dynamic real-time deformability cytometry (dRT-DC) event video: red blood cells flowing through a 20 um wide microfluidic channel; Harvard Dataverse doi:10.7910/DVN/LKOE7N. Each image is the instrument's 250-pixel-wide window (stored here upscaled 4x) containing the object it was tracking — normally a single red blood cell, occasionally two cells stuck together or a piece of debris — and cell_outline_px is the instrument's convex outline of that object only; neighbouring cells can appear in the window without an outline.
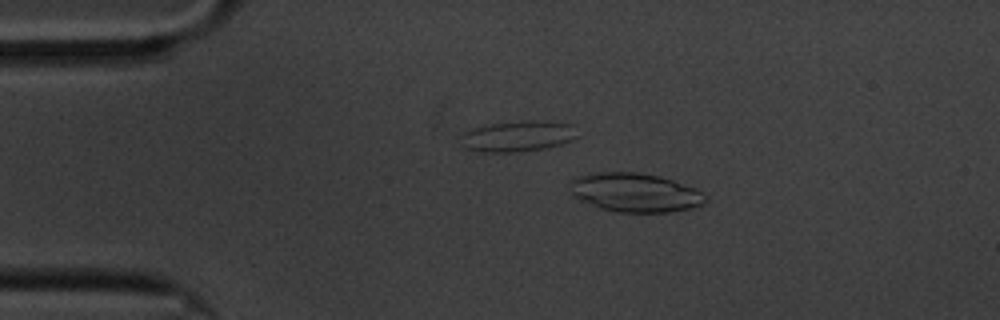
{"species": "common noctule bat (a hibernating species)", "species_latin": "Nyctalus noctula", "temperature_condition": "cold", "stored_images_in_passage": 55, "camera_frame_rate_fps": 3000, "um_per_image_px": 0.085, "animal": {"sex": "male", "body_mass_g": 20.1, "forearm_length_mm": 53.5}, "frame": {"image": 1, "passage_image": 7, "time_ms": 2.0, "image_size_px": [1000, 320], "cell_outline_px": [[708, 200], [704, 204], [692, 208], [668, 212], [616, 212], [600, 208], [580, 200], [572, 196], [572, 180], [576, 176], [588, 172], [640, 172], [660, 176], [696, 188], [704, 192], [708, 196]], "centroid_in_image_um": [54.02, 16.36], "position_along_channel_um": 31.0, "area_um2": 31.04}}
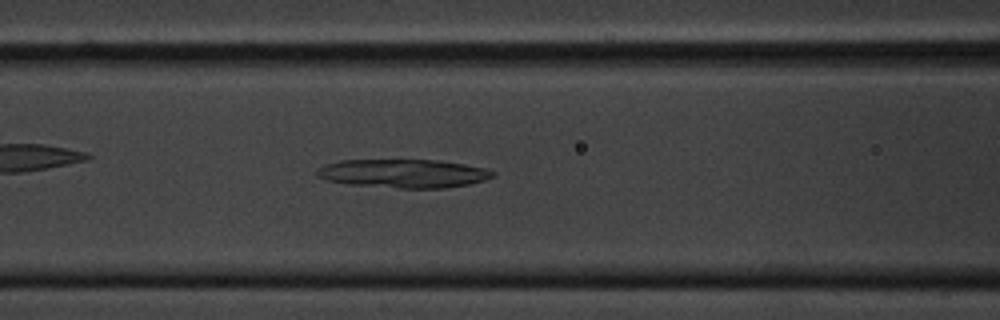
{"frame": {"image": 2, "passage_image": 20, "time_ms": 6.333, "image_size_px": [1000, 320], "cell_outline_px": [[496, 176], [484, 180], [468, 184], [444, 188], [400, 188], [352, 184], [328, 180], [316, 176], [316, 172], [324, 164], [340, 160], [432, 160], [464, 164], [484, 168], [496, 172]], "centroid_in_image_um": [34.31, 14.74], "position_along_channel_um": 132.3, "area_um2": 29.02}}
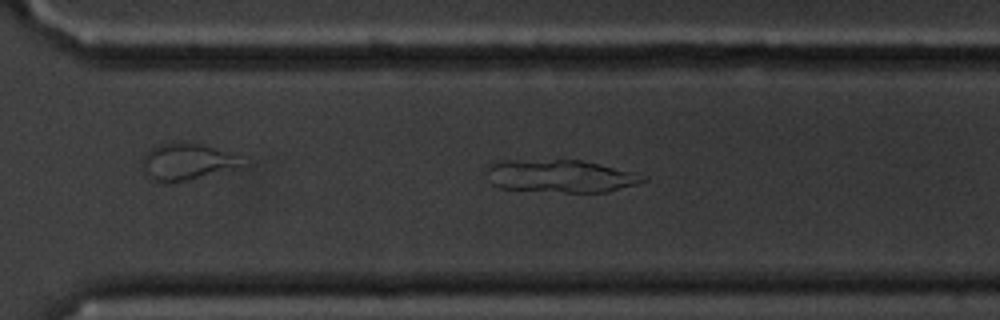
{"frame": {"image": 3, "passage_image": 37, "time_ms": 12.0, "image_size_px": [1000, 320], "cell_outline_px": [[648, 180], [636, 184], [608, 192], [564, 192], [500, 188], [492, 184], [484, 164], [504, 160], [580, 160], [600, 164], [648, 176]], "centroid_in_image_um": [47.62, 14.96], "position_along_channel_um": 323.0, "area_um2": 29.88}}